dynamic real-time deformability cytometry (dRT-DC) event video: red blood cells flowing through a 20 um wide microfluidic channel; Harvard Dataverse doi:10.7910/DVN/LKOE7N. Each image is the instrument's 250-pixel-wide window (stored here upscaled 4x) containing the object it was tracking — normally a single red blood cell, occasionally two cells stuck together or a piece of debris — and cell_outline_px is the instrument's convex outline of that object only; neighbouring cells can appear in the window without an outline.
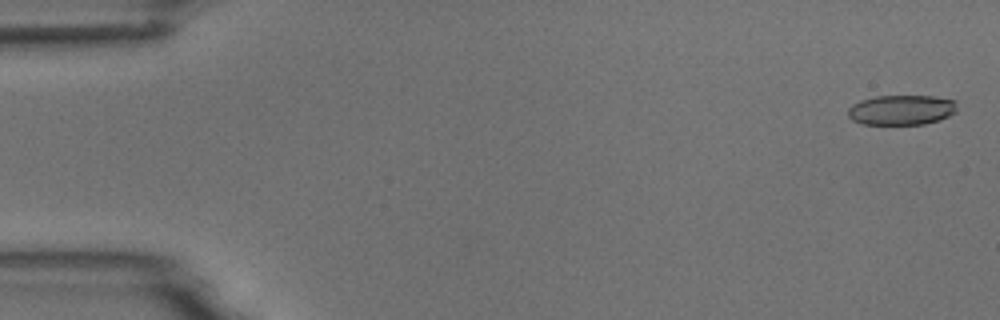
{"species": "common noctule bat (a hibernating species)", "species_latin": "Nyctalus noctula", "temperature_condition": "room temperature", "stored_images_in_passage": 6, "camera_frame_rate_fps": 3000, "um_per_image_px": 0.085, "animal": {"sex": "male", "body_mass_g": 18.8}, "frame": {"image": 1, "passage_image": 1, "time_ms": 0.0, "image_size_px": [1000, 320], "cell_outline_px": [[956, 112], [940, 120], [924, 124], [860, 124], [852, 120], [848, 116], [848, 108], [852, 104], [860, 100], [876, 96], [932, 96], [956, 100]], "centroid_in_image_um": [76.61, 9.34], "position_along_channel_um": 8.4, "area_um2": 19.19}}
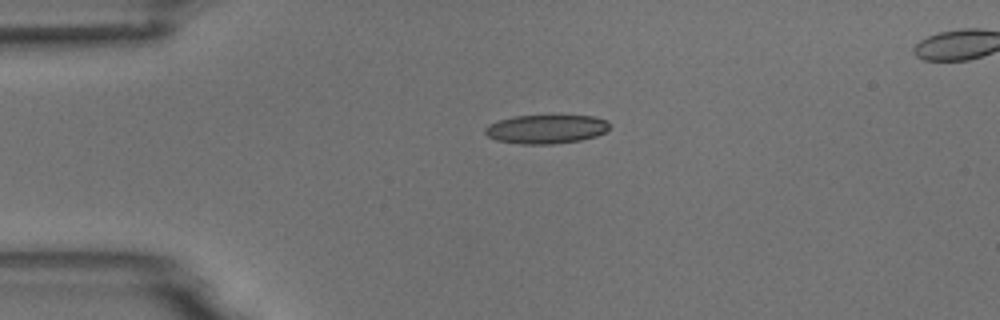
{"frame": {"image": 2, "passage_image": 4, "time_ms": 3.667, "image_size_px": [1000, 320], "cell_outline_px": [[608, 128], [604, 132], [596, 136], [580, 140], [552, 144], [520, 144], [496, 140], [488, 136], [484, 132], [484, 128], [488, 124], [512, 116], [592, 116], [608, 120]], "centroid_in_image_um": [46.39, 10.98], "position_along_channel_um": 38.6, "area_um2": 20.81}}